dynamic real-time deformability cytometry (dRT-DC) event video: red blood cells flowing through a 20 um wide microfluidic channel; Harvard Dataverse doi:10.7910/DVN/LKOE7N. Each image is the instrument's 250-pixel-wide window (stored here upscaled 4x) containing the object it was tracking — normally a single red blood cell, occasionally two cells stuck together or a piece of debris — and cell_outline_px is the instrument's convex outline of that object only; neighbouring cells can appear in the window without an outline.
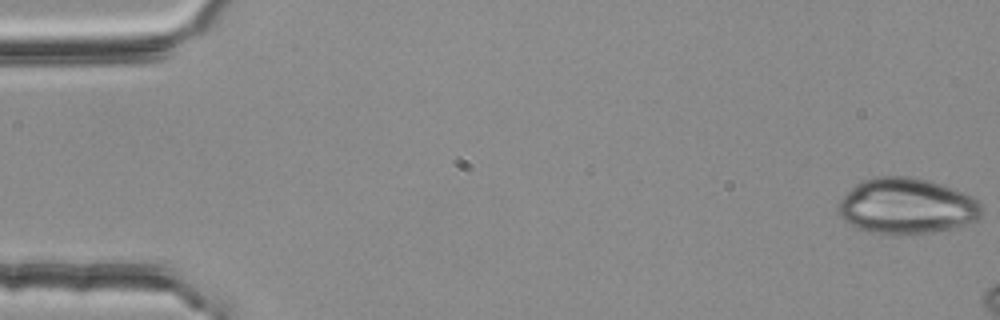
{"species": "common noctule bat (a hibernating species)", "species_latin": "Nyctalus noctula", "temperature_condition": "room temperature", "stored_images_in_passage": 9, "camera_frame_rate_fps": 3000, "um_per_image_px": 0.085, "animal": {"sex": "female", "body_mass_g": 25.1}, "frame": {"image": 1, "passage_image": 1, "time_ms": 0.0, "image_size_px": [1000, 320], "cell_outline_px": [[984, 208], [980, 216], [976, 220], [952, 228], [932, 232], [868, 232], [848, 224], [836, 212], [836, 208], [844, 192], [856, 184], [864, 180], [880, 176], [908, 176], [928, 180], [964, 192], [972, 196]], "centroid_in_image_um": [77.03, 17.49], "position_along_channel_um": 8.0, "area_um2": 46.24}}